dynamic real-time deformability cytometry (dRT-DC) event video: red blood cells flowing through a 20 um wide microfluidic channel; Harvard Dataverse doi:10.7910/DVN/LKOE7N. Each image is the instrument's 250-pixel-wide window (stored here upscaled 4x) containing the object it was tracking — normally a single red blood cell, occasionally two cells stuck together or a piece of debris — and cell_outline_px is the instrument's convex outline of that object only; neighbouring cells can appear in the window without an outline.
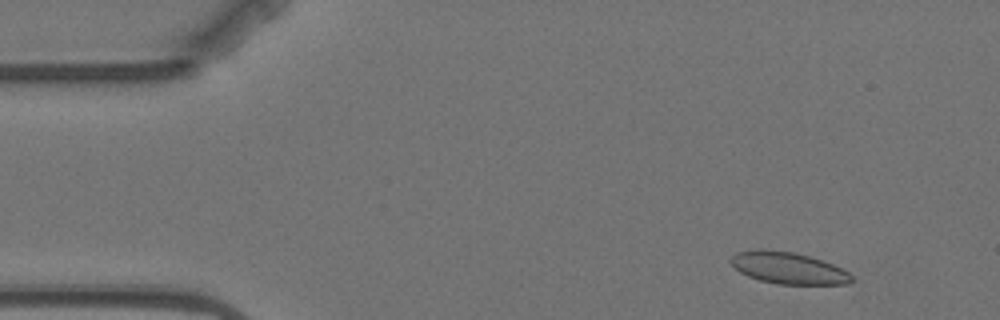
{"species": "Egyptian fruit bat (a non-hibernating species)", "species_latin": "Rousettus aegyptiacus", "temperature_condition": "warm", "stored_images_in_passage": 4, "camera_frame_rate_fps": 3000, "um_per_image_px": 0.085, "animal": {"sex": "female"}, "frame": {"image": 1, "passage_image": 2, "time_ms": 1.333, "image_size_px": [1000, 320], "cell_outline_px": [[852, 280], [848, 284], [776, 284], [760, 280], [748, 276], [740, 272], [728, 260], [736, 252], [756, 248], [764, 248], [792, 252], [808, 256], [832, 264], [848, 272], [852, 276]], "centroid_in_image_um": [66.94, 22.77], "position_along_channel_um": 18.1, "area_um2": 22.31}}
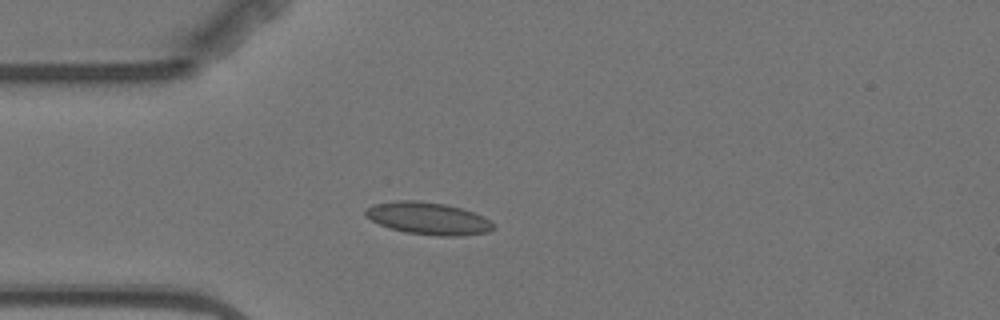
{"frame": {"image": 2, "passage_image": 4, "time_ms": 4.333, "image_size_px": [1000, 320], "cell_outline_px": [[496, 228], [488, 232], [460, 236], [440, 236], [404, 232], [380, 224], [364, 216], [364, 208], [372, 204], [396, 200], [416, 200], [444, 204], [460, 208], [484, 216]], "centroid_in_image_um": [36.36, 18.56], "position_along_channel_um": 48.6, "area_um2": 24.04}}